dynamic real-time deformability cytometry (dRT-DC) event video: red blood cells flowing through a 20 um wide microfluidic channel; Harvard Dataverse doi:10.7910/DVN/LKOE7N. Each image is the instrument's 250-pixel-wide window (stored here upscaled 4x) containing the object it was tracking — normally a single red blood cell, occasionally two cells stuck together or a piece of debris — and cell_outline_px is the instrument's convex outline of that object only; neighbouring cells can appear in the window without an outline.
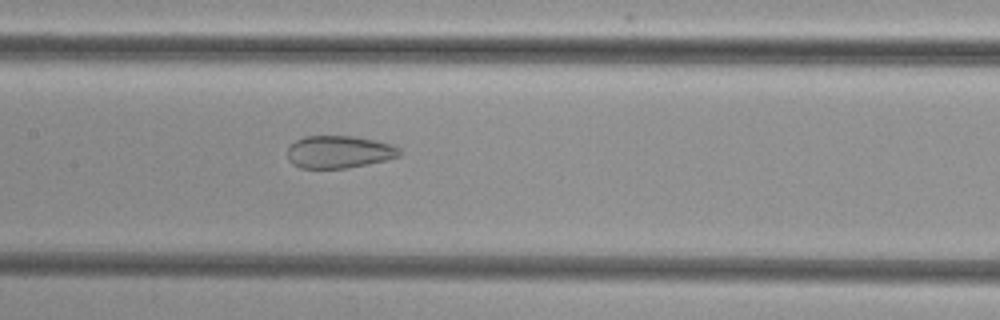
{"species": "common noctule bat (a hibernating species)", "species_latin": "Nyctalus noctula", "temperature_condition": "cold", "stored_images_in_passage": 52, "camera_frame_rate_fps": 3000, "um_per_image_px": 0.085, "animal": {"sex": "female", "body_mass_g": 29.2, "forearm_length_mm": 56.3}, "frame": {"image": 1, "passage_image": 26, "time_ms": 8.333, "image_size_px": [1000, 320], "cell_outline_px": [[400, 156], [368, 164], [348, 168], [300, 168], [292, 164], [288, 160], [288, 148], [296, 140], [304, 136], [352, 136], [376, 140], [392, 144], [400, 148]], "centroid_in_image_um": [28.82, 12.91], "position_along_channel_um": 178.6, "area_um2": 21.27}}
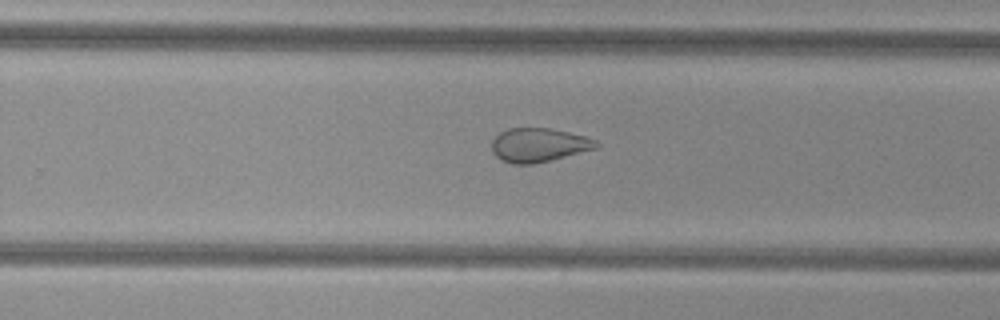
{"frame": {"image": 2, "passage_image": 34, "time_ms": 11.0, "image_size_px": [1000, 320], "cell_outline_px": [[600, 144], [596, 148], [532, 164], [512, 164], [500, 160], [492, 152], [492, 140], [500, 132], [508, 128], [548, 128], [588, 136], [596, 140]], "centroid_in_image_um": [45.77, 12.32], "position_along_channel_um": 284.0, "area_um2": 20.52}}
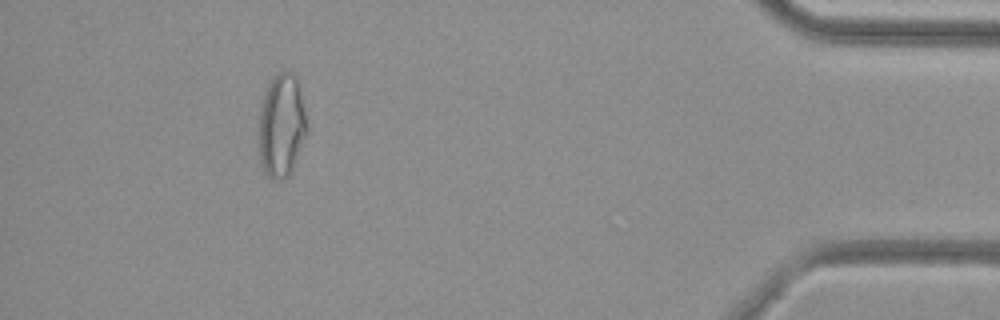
{"frame": {"image": 3, "passage_image": 48, "time_ms": 15.667, "image_size_px": [1000, 320], "cell_outline_px": [[308, 132], [292, 168], [288, 176], [280, 180], [272, 180], [264, 172], [260, 160], [260, 112], [264, 96], [268, 84], [272, 76], [276, 72], [288, 68], [296, 72], [300, 84], [308, 124]], "centroid_in_image_um": [23.98, 10.58], "position_along_channel_um": 411.2, "area_um2": 29.54}}